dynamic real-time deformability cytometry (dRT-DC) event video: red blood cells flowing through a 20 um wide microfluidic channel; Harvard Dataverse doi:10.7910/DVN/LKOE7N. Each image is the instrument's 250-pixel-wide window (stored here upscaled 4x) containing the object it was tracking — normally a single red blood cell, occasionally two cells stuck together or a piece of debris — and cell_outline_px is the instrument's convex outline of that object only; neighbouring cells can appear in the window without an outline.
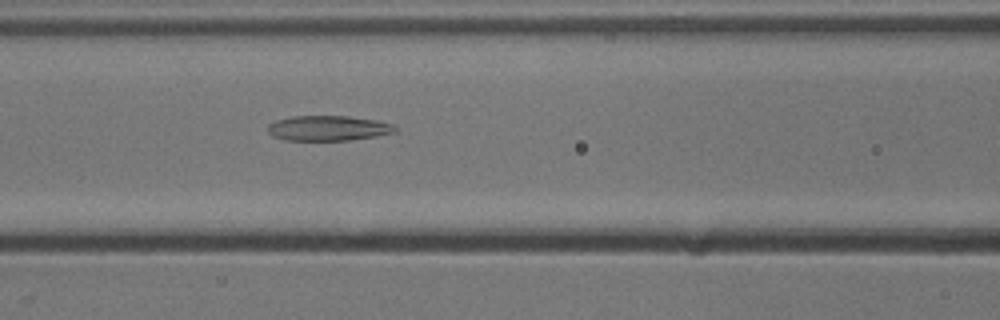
{"species": "common noctule bat (a hibernating species)", "species_latin": "Nyctalus noctula", "temperature_condition": "cold", "stored_images_in_passage": 32, "camera_frame_rate_fps": 3000, "um_per_image_px": 0.085, "animal": {"sex": "male", "body_mass_g": 13.3}, "frame": {"image": 1, "passage_image": 9, "time_ms": 2.667, "image_size_px": [1000, 320], "cell_outline_px": [[396, 132], [376, 136], [348, 140], [284, 140], [272, 136], [268, 132], [268, 124], [276, 120], [292, 116], [348, 116], [376, 120], [392, 124], [396, 128]], "centroid_in_image_um": [27.87, 10.89], "position_along_channel_um": 138.7, "area_um2": 18.61}}
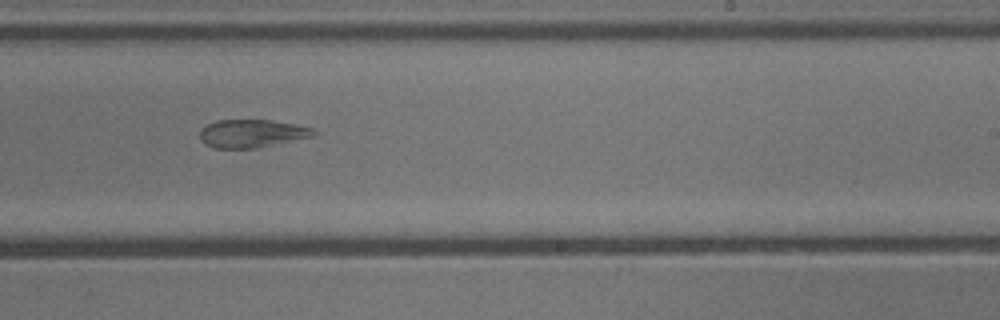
{"frame": {"image": 2, "passage_image": 19, "time_ms": 6.0, "image_size_px": [1000, 320], "cell_outline_px": [[316, 136], [256, 148], [212, 148], [204, 144], [200, 140], [200, 128], [216, 120], [272, 120], [312, 128], [316, 132]], "centroid_in_image_um": [21.37, 11.35], "position_along_channel_um": 267.6, "area_um2": 18.67}}
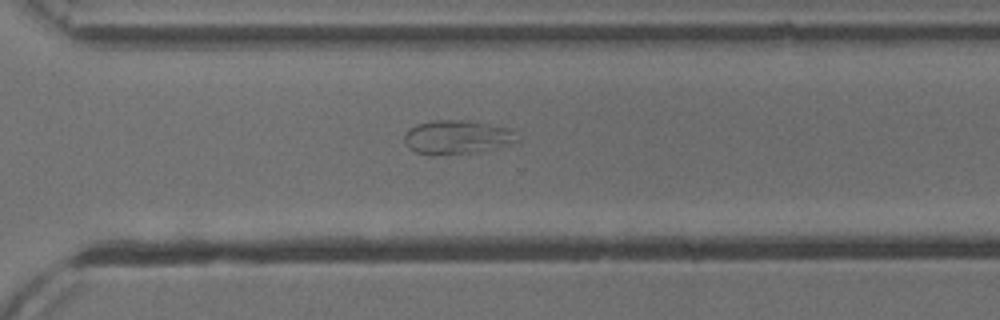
{"frame": {"image": 3, "passage_image": 24, "time_ms": 7.667, "image_size_px": [1000, 320], "cell_outline_px": [[516, 140], [472, 152], [416, 152], [408, 148], [404, 144], [404, 132], [408, 128], [416, 124], [436, 120], [464, 120], [488, 124], [508, 128], [512, 132]], "centroid_in_image_um": [38.69, 11.59], "position_along_channel_um": 331.9, "area_um2": 20.81}}